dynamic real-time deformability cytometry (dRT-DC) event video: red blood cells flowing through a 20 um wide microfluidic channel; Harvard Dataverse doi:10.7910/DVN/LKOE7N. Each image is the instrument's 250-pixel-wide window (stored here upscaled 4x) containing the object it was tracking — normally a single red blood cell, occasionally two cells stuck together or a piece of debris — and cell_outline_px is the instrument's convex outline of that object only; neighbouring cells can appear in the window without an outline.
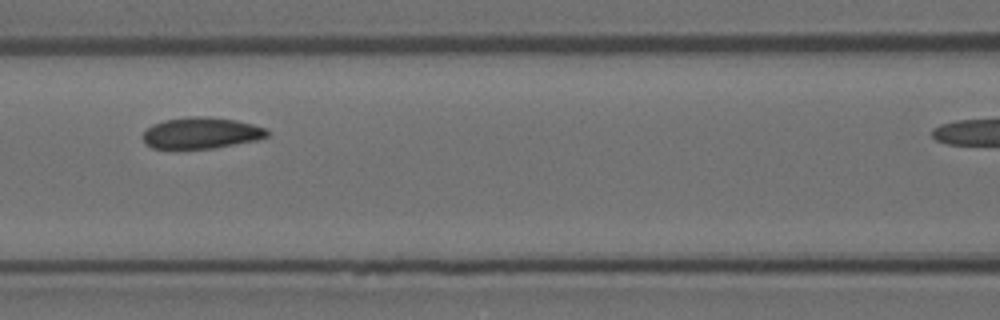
{"species": "Egyptian fruit bat (a non-hibernating species)", "species_latin": "Rousettus aegyptiacus", "temperature_condition": "room temperature", "stored_images_in_passage": 8, "segment_of_instrument_passage": [1, 2], "camera_frame_rate_fps": 3000, "um_per_image_px": 0.085, "animal": {"sex": "female"}, "frame": {"image": 1, "passage_image": 3, "time_ms": 0.667, "image_size_px": [1000, 320], "cell_outline_px": [[268, 136], [256, 140], [212, 148], [152, 148], [144, 144], [144, 132], [152, 124], [164, 120], [188, 116], [208, 116], [236, 120], [268, 128]], "centroid_in_image_um": [17.1, 11.29], "position_along_channel_um": 149.5, "area_um2": 22.6}}
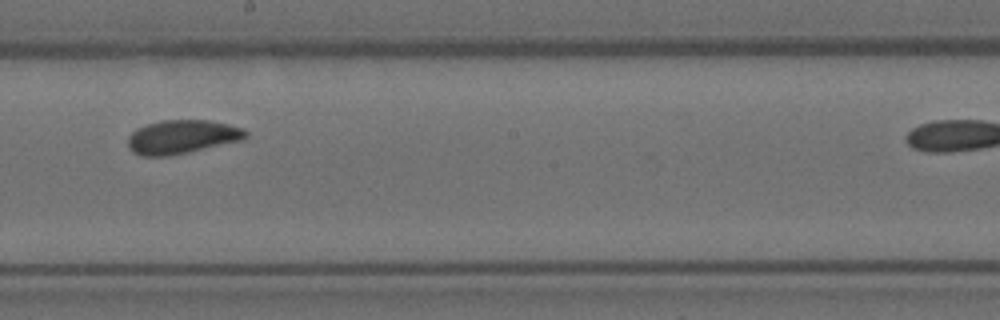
{"frame": {"image": 2, "passage_image": 5, "time_ms": 1.333, "image_size_px": [1000, 320], "cell_outline_px": [[248, 136], [240, 140], [188, 152], [168, 156], [140, 156], [132, 152], [128, 148], [128, 136], [136, 128], [148, 124], [164, 120], [208, 120], [228, 124], [244, 128], [248, 132]], "centroid_in_image_um": [15.44, 11.63], "position_along_channel_um": 232.8, "area_um2": 23.12}}
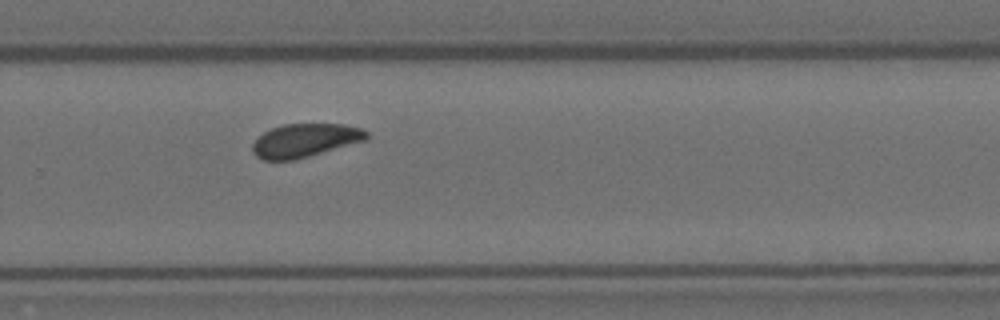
{"frame": {"image": 3, "passage_image": 7, "time_ms": 2.0, "image_size_px": [1000, 320], "cell_outline_px": [[368, 140], [296, 160], [264, 160], [256, 156], [252, 152], [252, 144], [264, 132], [272, 128], [284, 124], [344, 124], [360, 128], [368, 132]], "centroid_in_image_um": [25.95, 11.94], "position_along_channel_um": 303.9, "area_um2": 22.37}}